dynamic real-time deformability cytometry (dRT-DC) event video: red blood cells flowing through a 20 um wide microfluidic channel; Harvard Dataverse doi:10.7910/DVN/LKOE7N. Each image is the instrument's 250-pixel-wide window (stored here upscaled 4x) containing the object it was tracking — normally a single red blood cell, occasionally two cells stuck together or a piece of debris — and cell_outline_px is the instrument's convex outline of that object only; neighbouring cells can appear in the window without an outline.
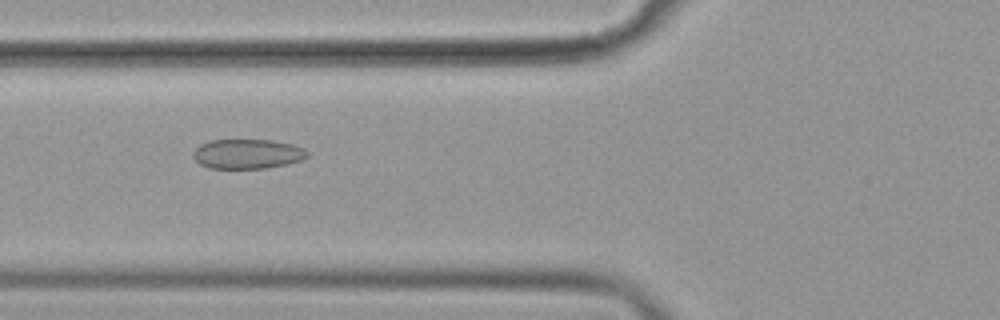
{"species": "common noctule bat (a hibernating species)", "species_latin": "Nyctalus noctula", "temperature_condition": "cold", "stored_images_in_passage": 33, "camera_frame_rate_fps": 3000, "um_per_image_px": 0.085, "animal": {"sex": "female", "body_mass_g": 19.9}, "frame": {"image": 1, "passage_image": 6, "time_ms": 1.667, "image_size_px": [1000, 320], "cell_outline_px": [[308, 156], [304, 160], [288, 164], [268, 168], [208, 168], [200, 164], [192, 156], [192, 152], [200, 144], [208, 140], [272, 140], [292, 144], [304, 148], [308, 152]], "centroid_in_image_um": [21.05, 13.08], "position_along_channel_um": 104.8, "area_um2": 19.94}}
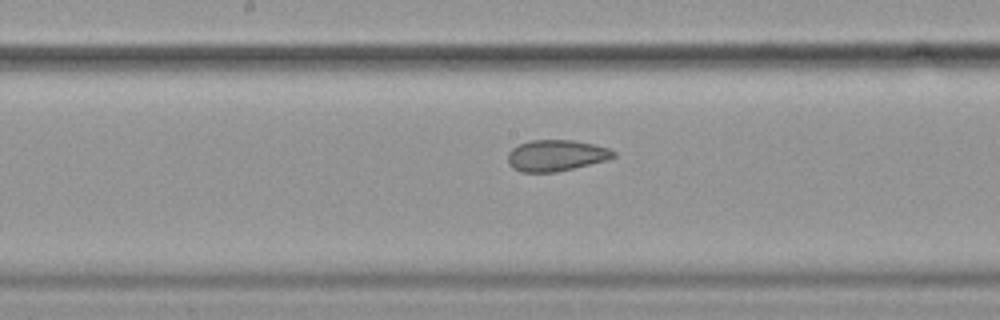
{"frame": {"image": 2, "passage_image": 14, "time_ms": 4.333, "image_size_px": [1000, 320], "cell_outline_px": [[616, 156], [608, 160], [556, 172], [520, 172], [512, 168], [508, 164], [508, 152], [512, 148], [528, 140], [572, 140], [592, 144], [608, 148], [616, 152]], "centroid_in_image_um": [47.25, 13.22], "position_along_channel_um": 200.9, "area_um2": 19.31}}
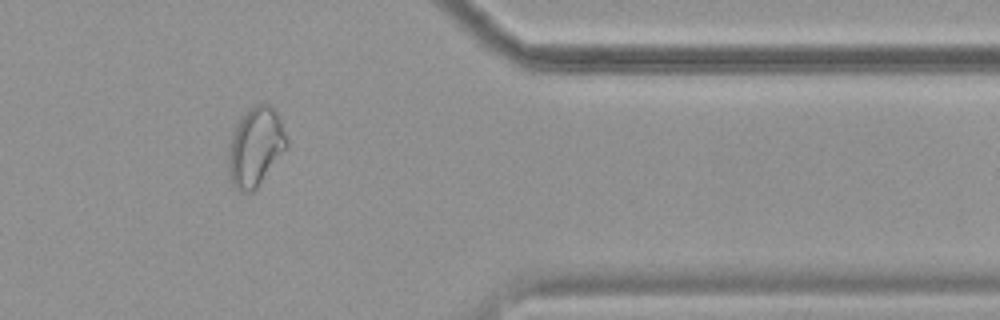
{"frame": {"image": 3, "passage_image": 31, "time_ms": 10.0, "image_size_px": [1000, 320], "cell_outline_px": [[288, 148], [256, 188], [252, 192], [240, 192], [232, 184], [228, 168], [228, 152], [232, 136], [236, 124], [240, 116], [256, 104], [268, 104], [276, 112], [280, 120], [288, 140]], "centroid_in_image_um": [21.72, 12.49], "position_along_channel_um": 389.7, "area_um2": 26.7}, "authors_computed_cell_mechanics": {"area_um2": 19.8832, "velocity_mm_per_s": 3.6046, "shape_relaxation_time_tau1_ms": null, "shape_relaxation_time_tau2_ms": 1.5652, "deformation_change_tau1": null, "deformation_change_tau2": 0.068}}